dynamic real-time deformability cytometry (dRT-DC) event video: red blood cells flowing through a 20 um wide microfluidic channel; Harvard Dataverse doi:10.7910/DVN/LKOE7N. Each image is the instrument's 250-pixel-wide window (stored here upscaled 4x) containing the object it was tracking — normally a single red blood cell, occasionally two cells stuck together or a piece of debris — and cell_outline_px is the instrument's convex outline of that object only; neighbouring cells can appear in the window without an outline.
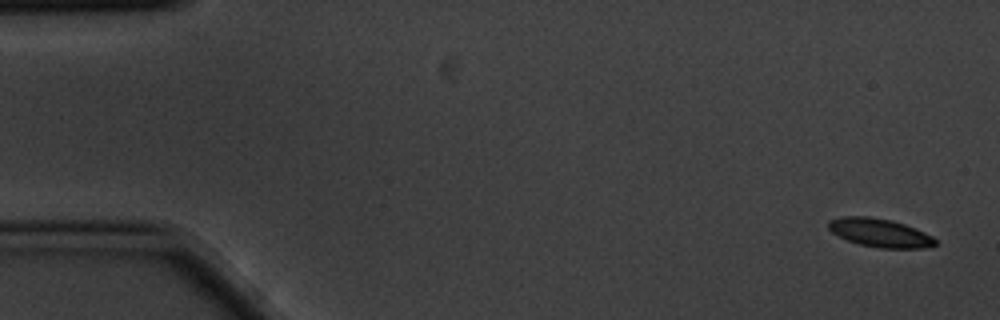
{"species": "common noctule bat (a hibernating species)", "species_latin": "Nyctalus noctula", "temperature_condition": "cold", "stored_images_in_passage": 5, "camera_frame_rate_fps": 3000, "um_per_image_px": 0.085, "animal": {"sex": "male", "body_mass_g": 20.1, "forearm_length_mm": 53.5}, "frame": {"image": 1, "passage_image": 1, "time_ms": 0.0, "image_size_px": [1000, 320], "cell_outline_px": [[936, 244], [924, 248], [880, 248], [860, 244], [848, 240], [832, 232], [828, 228], [828, 220], [840, 216], [868, 216], [892, 220], [916, 228], [932, 236], [936, 240]], "centroid_in_image_um": [74.78, 19.77], "position_along_channel_um": 10.2, "area_um2": 17.69}}
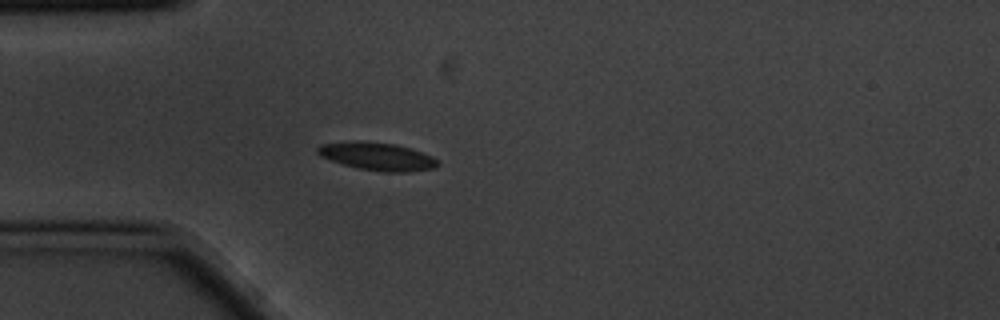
{"frame": {"image": 2, "passage_image": 5, "time_ms": 1.333, "image_size_px": [1000, 320], "cell_outline_px": [[440, 164], [436, 168], [408, 172], [384, 172], [356, 168], [320, 156], [316, 152], [316, 148], [320, 144], [396, 144], [412, 148], [432, 156]], "centroid_in_image_um": [32.17, 13.36], "position_along_channel_um": 52.8, "area_um2": 18.61}}